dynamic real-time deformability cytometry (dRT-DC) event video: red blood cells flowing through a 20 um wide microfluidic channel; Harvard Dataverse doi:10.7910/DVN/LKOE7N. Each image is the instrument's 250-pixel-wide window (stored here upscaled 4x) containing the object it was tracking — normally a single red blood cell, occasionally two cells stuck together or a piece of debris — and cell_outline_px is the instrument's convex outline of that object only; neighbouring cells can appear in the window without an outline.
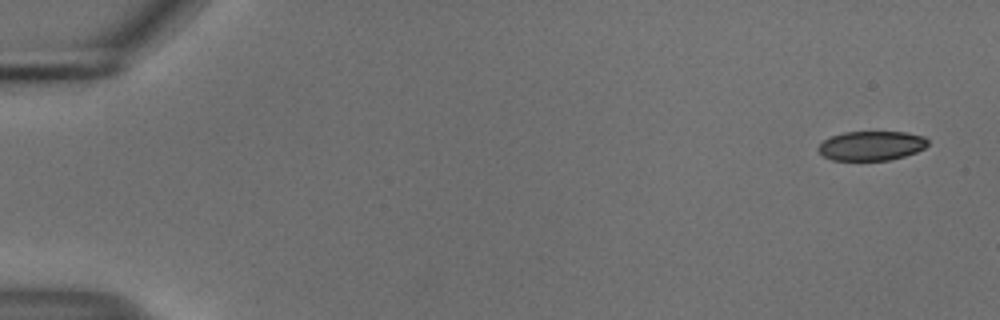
{"species": "common noctule bat (a hibernating species)", "species_latin": "Nyctalus noctula", "temperature_condition": "cold", "stored_images_in_passage": 15, "camera_frame_rate_fps": 3000, "um_per_image_px": 0.085, "animal": {"sex": "male", "body_mass_g": 18.8}, "frame": {"image": 1, "passage_image": 1, "time_ms": 0.0, "image_size_px": [1000, 320], "cell_outline_px": [[928, 144], [924, 148], [916, 152], [904, 156], [888, 160], [832, 160], [824, 156], [816, 148], [824, 140], [832, 136], [844, 132], [904, 132], [924, 136], [928, 140]], "centroid_in_image_um": [74.07, 12.38], "position_along_channel_um": 10.9, "area_um2": 18.67}}
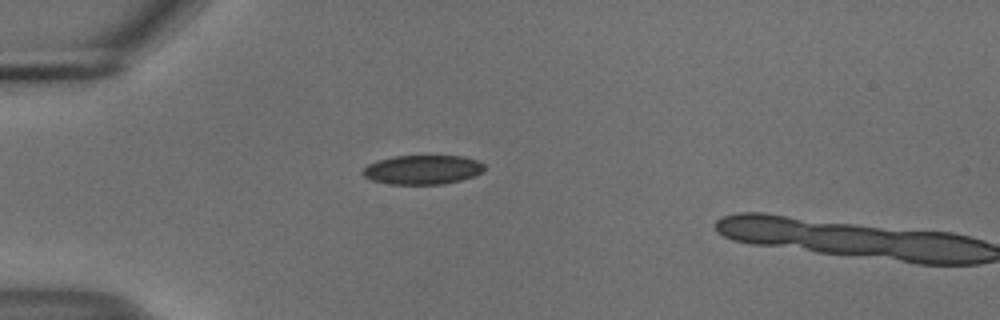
{"frame": {"image": 2, "passage_image": 14, "time_ms": 4.333, "image_size_px": [1000, 320], "cell_outline_px": [[484, 172], [460, 180], [444, 184], [388, 184], [372, 180], [364, 176], [360, 172], [368, 164], [376, 160], [392, 156], [464, 156], [476, 160], [484, 164]], "centroid_in_image_um": [35.89, 14.42], "position_along_channel_um": 49.1, "area_um2": 20.81}}